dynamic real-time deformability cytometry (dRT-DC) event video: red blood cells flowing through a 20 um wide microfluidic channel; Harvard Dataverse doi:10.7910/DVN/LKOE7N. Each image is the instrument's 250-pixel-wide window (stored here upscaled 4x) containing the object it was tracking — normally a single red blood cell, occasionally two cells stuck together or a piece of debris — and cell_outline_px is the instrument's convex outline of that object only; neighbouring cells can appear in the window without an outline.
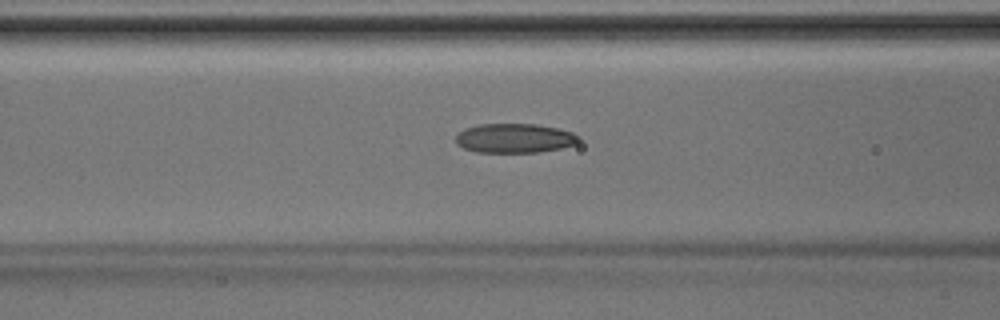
{"species": "Egyptian fruit bat (a non-hibernating species)", "species_latin": "Rousettus aegyptiacus", "temperature_condition": "room temperature", "stored_images_in_passage": 39, "camera_frame_rate_fps": 3000, "um_per_image_px": 0.085, "animal": {"sex": "male"}, "frame": {"image": 1, "passage_image": 16, "time_ms": 5.0, "image_size_px": [1000, 320], "cell_outline_px": [[580, 140], [576, 144], [560, 148], [536, 152], [476, 152], [464, 148], [456, 144], [456, 136], [464, 128], [480, 124], [536, 124], [556, 128], [572, 132], [580, 136]], "centroid_in_image_um": [43.74, 11.74], "position_along_channel_um": 122.9, "area_um2": 20.98}}
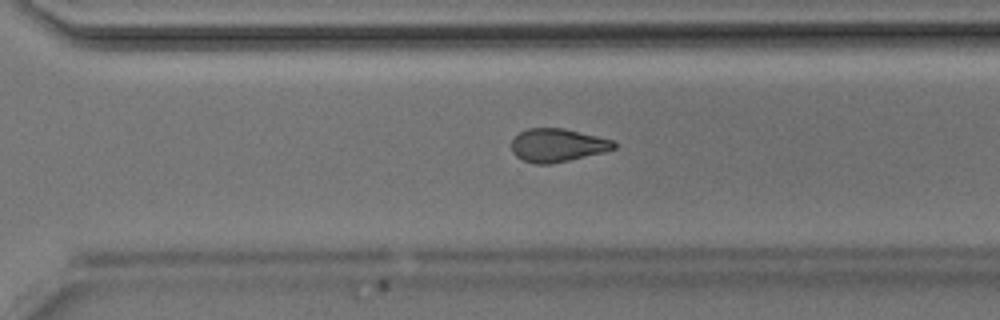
{"frame": {"image": 2, "passage_image": 29, "time_ms": 9.333, "image_size_px": [1000, 320], "cell_outline_px": [[620, 144], [616, 148], [604, 152], [552, 164], [532, 164], [520, 160], [512, 152], [512, 140], [520, 132], [528, 128], [564, 128], [612, 140]], "centroid_in_image_um": [47.38, 12.36], "position_along_channel_um": 323.2, "area_um2": 20.0}}
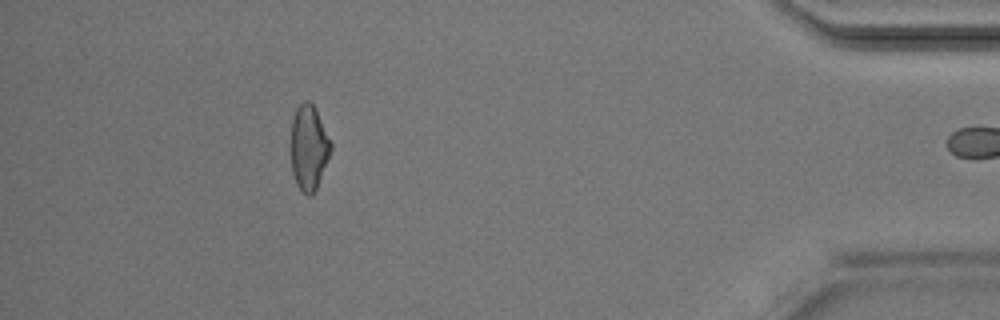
{"frame": {"image": 3, "passage_image": 38, "time_ms": 12.333, "image_size_px": [1000, 320], "cell_outline_px": [[332, 148], [316, 188], [312, 196], [308, 196], [300, 192], [296, 184], [292, 172], [292, 116], [296, 108], [304, 100], [308, 100], [316, 108], [332, 144]], "centroid_in_image_um": [26.24, 12.54], "position_along_channel_um": 409.0, "area_um2": 19.71}}